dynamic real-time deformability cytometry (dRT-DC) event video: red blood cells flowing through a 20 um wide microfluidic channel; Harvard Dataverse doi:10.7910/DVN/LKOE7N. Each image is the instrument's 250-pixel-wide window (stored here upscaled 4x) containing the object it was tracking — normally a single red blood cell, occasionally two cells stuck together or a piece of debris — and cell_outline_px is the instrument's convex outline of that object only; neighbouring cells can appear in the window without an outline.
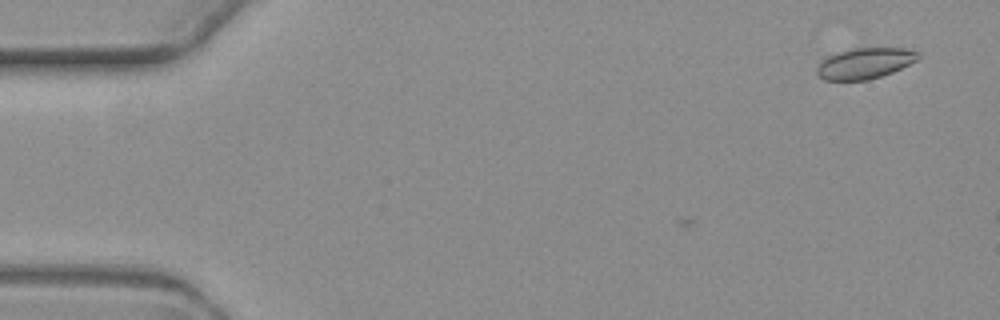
{"species": "common noctule bat (a hibernating species)", "species_latin": "Nyctalus noctula", "temperature_condition": "warm", "stored_images_in_passage": 3, "camera_frame_rate_fps": 3000, "um_per_image_px": 0.085, "animal": {"sex": "female", "body_mass_g": 19.3, "forearm_length_mm": 54.1}, "frame": {"image": 1, "passage_image": 1, "time_ms": 0.0, "image_size_px": [1000, 320], "cell_outline_px": [[920, 56], [916, 60], [892, 72], [868, 80], [824, 80], [816, 72], [816, 68], [820, 60], [824, 56], [852, 48], [904, 48], [920, 52]], "centroid_in_image_um": [73.46, 5.37], "position_along_channel_um": 11.5, "area_um2": 18.26}}